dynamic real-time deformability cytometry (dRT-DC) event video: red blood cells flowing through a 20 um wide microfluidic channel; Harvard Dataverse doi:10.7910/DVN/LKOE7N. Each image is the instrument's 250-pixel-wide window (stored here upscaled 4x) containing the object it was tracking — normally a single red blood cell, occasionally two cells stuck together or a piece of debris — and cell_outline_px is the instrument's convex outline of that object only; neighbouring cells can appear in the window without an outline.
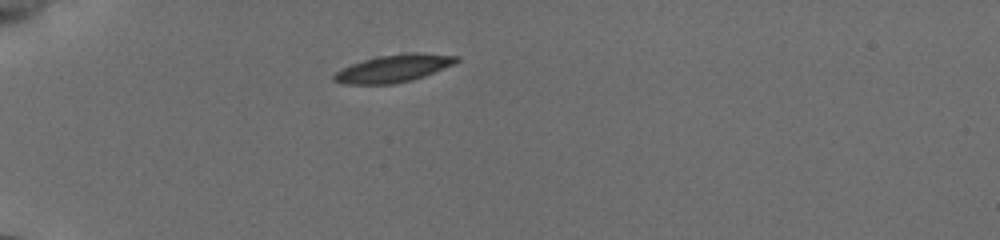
{"species": "common noctule bat (a hibernating species)", "species_latin": "Nyctalus noctula", "temperature_condition": "cold", "stored_images_in_passage": 10, "camera_frame_rate_fps": 3000, "um_per_image_px": 0.085, "animal": {"sex": "female", "body_mass_g": 19.5, "forearm_length_mm": 54.1}, "frame": {"image": 1, "passage_image": 1, "time_ms": 0.0, "image_size_px": [1000, 240], "cell_outline_px": [[460, 60], [452, 64], [424, 76], [412, 80], [392, 84], [348, 84], [332, 80], [332, 76], [340, 68], [376, 56], [404, 52], [416, 52], [460, 56]], "centroid_in_image_um": [33.44, 5.8], "position_along_channel_um": 51.6, "area_um2": 19.65}}
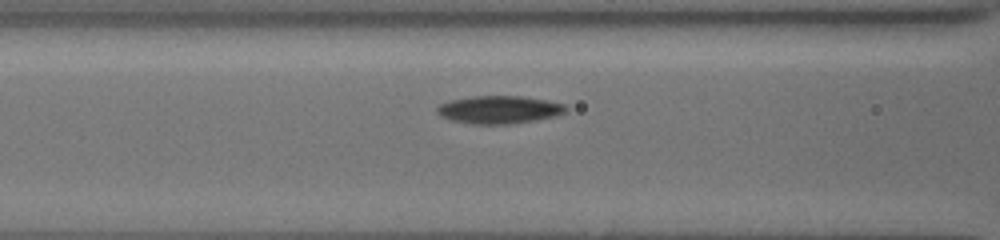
{"frame": {"image": 2, "passage_image": 7, "time_ms": 2.667, "image_size_px": [1000, 240], "cell_outline_px": [[564, 112], [552, 116], [532, 120], [508, 124], [468, 124], [452, 120], [436, 112], [436, 108], [440, 104], [448, 100], [472, 96], [520, 96], [544, 100], [564, 104]], "centroid_in_image_um": [42.33, 9.31], "position_along_channel_um": 124.3, "area_um2": 20.46}}
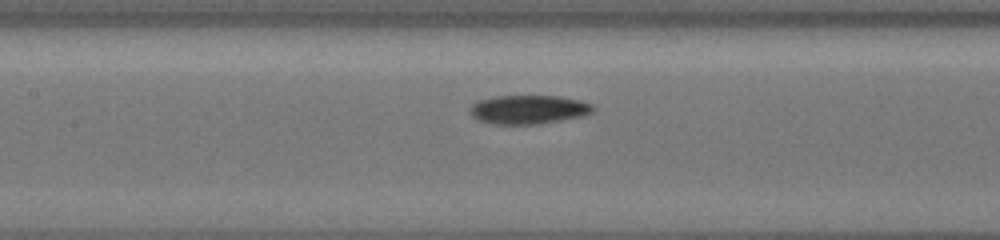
{"frame": {"image": 3, "passage_image": 10, "time_ms": 3.667, "image_size_px": [1000, 240], "cell_outline_px": [[592, 112], [580, 116], [532, 124], [496, 124], [480, 120], [472, 116], [472, 104], [480, 100], [496, 96], [560, 96], [580, 100], [592, 104]], "centroid_in_image_um": [44.92, 9.29], "position_along_channel_um": 162.5, "area_um2": 20.06}}